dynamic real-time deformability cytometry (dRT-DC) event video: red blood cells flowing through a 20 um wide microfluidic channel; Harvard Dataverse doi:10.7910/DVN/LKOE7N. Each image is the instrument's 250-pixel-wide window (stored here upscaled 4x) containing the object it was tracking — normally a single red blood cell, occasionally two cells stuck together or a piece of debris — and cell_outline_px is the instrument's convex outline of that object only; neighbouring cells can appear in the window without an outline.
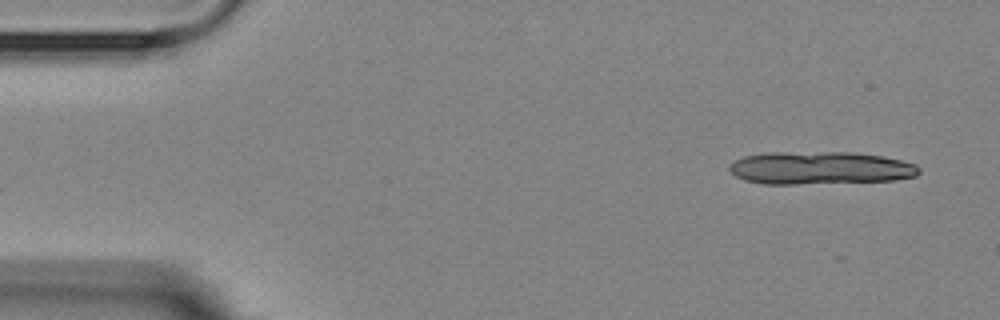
{"species": "Egyptian fruit bat (a non-hibernating species)", "species_latin": "Rousettus aegyptiacus", "temperature_condition": "room temperature", "stored_images_in_passage": 5, "camera_frame_rate_fps": 3000, "um_per_image_px": 0.085, "animal": {"sex": "female"}, "frame": {"image": 1, "passage_image": 1, "time_ms": 0.0, "image_size_px": [1000, 320], "cell_outline_px": [[920, 172], [916, 176], [896, 180], [796, 184], [764, 184], [744, 180], [736, 176], [728, 168], [736, 160], [744, 156], [764, 152], [856, 152], [884, 156], [916, 164], [920, 168]], "centroid_in_image_um": [69.74, 14.27], "position_along_channel_um": 15.3, "area_um2": 36.47}}